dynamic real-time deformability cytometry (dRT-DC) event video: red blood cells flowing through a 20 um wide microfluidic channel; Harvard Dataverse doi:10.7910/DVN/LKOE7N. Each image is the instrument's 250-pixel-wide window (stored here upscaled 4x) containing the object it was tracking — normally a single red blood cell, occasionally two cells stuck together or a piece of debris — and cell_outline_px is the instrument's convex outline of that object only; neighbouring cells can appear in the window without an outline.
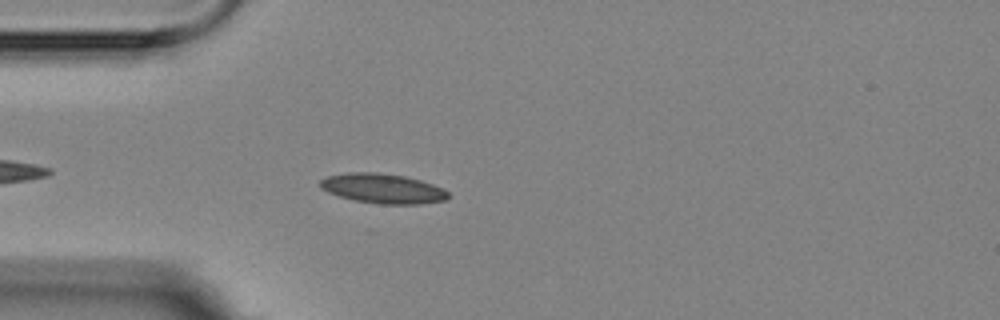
{"species": "Egyptian fruit bat (a non-hibernating species)", "species_latin": "Rousettus aegyptiacus", "temperature_condition": "room temperature", "stored_images_in_passage": 2, "camera_frame_rate_fps": 3000, "um_per_image_px": 0.085, "animal": {"sex": "female"}, "frame": {"image": 1, "passage_image": 2, "time_ms": 1.333, "image_size_px": [1000, 320], "cell_outline_px": [[448, 196], [444, 200], [420, 204], [380, 204], [356, 200], [340, 196], [328, 192], [320, 188], [320, 180], [328, 176], [348, 172], [376, 172], [404, 176], [420, 180], [444, 188], [448, 192]], "centroid_in_image_um": [32.53, 16.02], "position_along_channel_um": 52.5, "area_um2": 22.02}}